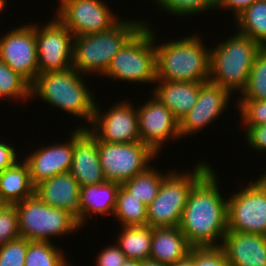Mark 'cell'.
I'll list each match as a JSON object with an SVG mask.
<instances>
[{
    "instance_id": "cell-23",
    "label": "cell",
    "mask_w": 266,
    "mask_h": 266,
    "mask_svg": "<svg viewBox=\"0 0 266 266\" xmlns=\"http://www.w3.org/2000/svg\"><path fill=\"white\" fill-rule=\"evenodd\" d=\"M191 248L179 227H152L150 260L171 265L185 258Z\"/></svg>"
},
{
    "instance_id": "cell-37",
    "label": "cell",
    "mask_w": 266,
    "mask_h": 266,
    "mask_svg": "<svg viewBox=\"0 0 266 266\" xmlns=\"http://www.w3.org/2000/svg\"><path fill=\"white\" fill-rule=\"evenodd\" d=\"M245 130L247 144L256 151H266V124L242 125Z\"/></svg>"
},
{
    "instance_id": "cell-40",
    "label": "cell",
    "mask_w": 266,
    "mask_h": 266,
    "mask_svg": "<svg viewBox=\"0 0 266 266\" xmlns=\"http://www.w3.org/2000/svg\"><path fill=\"white\" fill-rule=\"evenodd\" d=\"M257 0H220L216 4L217 9L231 10L235 18Z\"/></svg>"
},
{
    "instance_id": "cell-41",
    "label": "cell",
    "mask_w": 266,
    "mask_h": 266,
    "mask_svg": "<svg viewBox=\"0 0 266 266\" xmlns=\"http://www.w3.org/2000/svg\"><path fill=\"white\" fill-rule=\"evenodd\" d=\"M170 266H195L194 259L188 254L185 258L171 264Z\"/></svg>"
},
{
    "instance_id": "cell-45",
    "label": "cell",
    "mask_w": 266,
    "mask_h": 266,
    "mask_svg": "<svg viewBox=\"0 0 266 266\" xmlns=\"http://www.w3.org/2000/svg\"><path fill=\"white\" fill-rule=\"evenodd\" d=\"M7 2V0H0V12H3V9L5 7V3Z\"/></svg>"
},
{
    "instance_id": "cell-11",
    "label": "cell",
    "mask_w": 266,
    "mask_h": 266,
    "mask_svg": "<svg viewBox=\"0 0 266 266\" xmlns=\"http://www.w3.org/2000/svg\"><path fill=\"white\" fill-rule=\"evenodd\" d=\"M35 29L38 74L72 68L74 35L55 16L44 26L30 23Z\"/></svg>"
},
{
    "instance_id": "cell-13",
    "label": "cell",
    "mask_w": 266,
    "mask_h": 266,
    "mask_svg": "<svg viewBox=\"0 0 266 266\" xmlns=\"http://www.w3.org/2000/svg\"><path fill=\"white\" fill-rule=\"evenodd\" d=\"M127 100L113 104L102 114L96 102L92 122L87 129L100 141L130 143L140 141L137 106Z\"/></svg>"
},
{
    "instance_id": "cell-21",
    "label": "cell",
    "mask_w": 266,
    "mask_h": 266,
    "mask_svg": "<svg viewBox=\"0 0 266 266\" xmlns=\"http://www.w3.org/2000/svg\"><path fill=\"white\" fill-rule=\"evenodd\" d=\"M155 83L152 95L180 122L195 105L200 88L205 82L156 80Z\"/></svg>"
},
{
    "instance_id": "cell-8",
    "label": "cell",
    "mask_w": 266,
    "mask_h": 266,
    "mask_svg": "<svg viewBox=\"0 0 266 266\" xmlns=\"http://www.w3.org/2000/svg\"><path fill=\"white\" fill-rule=\"evenodd\" d=\"M21 238L49 241L51 237L72 234L81 226L70 212L45 204L36 194L15 203Z\"/></svg>"
},
{
    "instance_id": "cell-42",
    "label": "cell",
    "mask_w": 266,
    "mask_h": 266,
    "mask_svg": "<svg viewBox=\"0 0 266 266\" xmlns=\"http://www.w3.org/2000/svg\"><path fill=\"white\" fill-rule=\"evenodd\" d=\"M257 185L266 193V172L261 174L256 180Z\"/></svg>"
},
{
    "instance_id": "cell-32",
    "label": "cell",
    "mask_w": 266,
    "mask_h": 266,
    "mask_svg": "<svg viewBox=\"0 0 266 266\" xmlns=\"http://www.w3.org/2000/svg\"><path fill=\"white\" fill-rule=\"evenodd\" d=\"M153 2L160 7L159 10L165 9V12H169L170 15L180 17L216 9V3L213 0H153Z\"/></svg>"
},
{
    "instance_id": "cell-5",
    "label": "cell",
    "mask_w": 266,
    "mask_h": 266,
    "mask_svg": "<svg viewBox=\"0 0 266 266\" xmlns=\"http://www.w3.org/2000/svg\"><path fill=\"white\" fill-rule=\"evenodd\" d=\"M139 20L123 18L107 31L74 37L72 68L84 75L102 76L125 42L144 24Z\"/></svg>"
},
{
    "instance_id": "cell-14",
    "label": "cell",
    "mask_w": 266,
    "mask_h": 266,
    "mask_svg": "<svg viewBox=\"0 0 266 266\" xmlns=\"http://www.w3.org/2000/svg\"><path fill=\"white\" fill-rule=\"evenodd\" d=\"M8 32L0 37V60L31 85L38 75L35 29L29 23Z\"/></svg>"
},
{
    "instance_id": "cell-38",
    "label": "cell",
    "mask_w": 266,
    "mask_h": 266,
    "mask_svg": "<svg viewBox=\"0 0 266 266\" xmlns=\"http://www.w3.org/2000/svg\"><path fill=\"white\" fill-rule=\"evenodd\" d=\"M127 260L125 254L115 244L105 247L96 258V266H122Z\"/></svg>"
},
{
    "instance_id": "cell-34",
    "label": "cell",
    "mask_w": 266,
    "mask_h": 266,
    "mask_svg": "<svg viewBox=\"0 0 266 266\" xmlns=\"http://www.w3.org/2000/svg\"><path fill=\"white\" fill-rule=\"evenodd\" d=\"M20 238L15 204H0V247Z\"/></svg>"
},
{
    "instance_id": "cell-16",
    "label": "cell",
    "mask_w": 266,
    "mask_h": 266,
    "mask_svg": "<svg viewBox=\"0 0 266 266\" xmlns=\"http://www.w3.org/2000/svg\"><path fill=\"white\" fill-rule=\"evenodd\" d=\"M230 96L232 94L227 89L210 81L205 82L200 88L195 105L179 122L180 137L195 135L217 120L228 108Z\"/></svg>"
},
{
    "instance_id": "cell-12",
    "label": "cell",
    "mask_w": 266,
    "mask_h": 266,
    "mask_svg": "<svg viewBox=\"0 0 266 266\" xmlns=\"http://www.w3.org/2000/svg\"><path fill=\"white\" fill-rule=\"evenodd\" d=\"M228 231L266 236V193L255 181L227 198Z\"/></svg>"
},
{
    "instance_id": "cell-2",
    "label": "cell",
    "mask_w": 266,
    "mask_h": 266,
    "mask_svg": "<svg viewBox=\"0 0 266 266\" xmlns=\"http://www.w3.org/2000/svg\"><path fill=\"white\" fill-rule=\"evenodd\" d=\"M80 74L73 68L39 73L30 85V97H39L48 105L54 106L53 108L57 107L69 115L87 121L89 126H76L87 129L93 119L96 100L92 90L84 83V74Z\"/></svg>"
},
{
    "instance_id": "cell-35",
    "label": "cell",
    "mask_w": 266,
    "mask_h": 266,
    "mask_svg": "<svg viewBox=\"0 0 266 266\" xmlns=\"http://www.w3.org/2000/svg\"><path fill=\"white\" fill-rule=\"evenodd\" d=\"M29 240L18 238L0 247V266H24Z\"/></svg>"
},
{
    "instance_id": "cell-4",
    "label": "cell",
    "mask_w": 266,
    "mask_h": 266,
    "mask_svg": "<svg viewBox=\"0 0 266 266\" xmlns=\"http://www.w3.org/2000/svg\"><path fill=\"white\" fill-rule=\"evenodd\" d=\"M263 47L250 37L236 33L210 48L209 81L227 89L232 95L241 93L256 55Z\"/></svg>"
},
{
    "instance_id": "cell-39",
    "label": "cell",
    "mask_w": 266,
    "mask_h": 266,
    "mask_svg": "<svg viewBox=\"0 0 266 266\" xmlns=\"http://www.w3.org/2000/svg\"><path fill=\"white\" fill-rule=\"evenodd\" d=\"M15 147L0 140V172L12 167L18 161Z\"/></svg>"
},
{
    "instance_id": "cell-44",
    "label": "cell",
    "mask_w": 266,
    "mask_h": 266,
    "mask_svg": "<svg viewBox=\"0 0 266 266\" xmlns=\"http://www.w3.org/2000/svg\"><path fill=\"white\" fill-rule=\"evenodd\" d=\"M122 266H140V261L127 259Z\"/></svg>"
},
{
    "instance_id": "cell-29",
    "label": "cell",
    "mask_w": 266,
    "mask_h": 266,
    "mask_svg": "<svg viewBox=\"0 0 266 266\" xmlns=\"http://www.w3.org/2000/svg\"><path fill=\"white\" fill-rule=\"evenodd\" d=\"M64 255L52 241H29L24 266H72Z\"/></svg>"
},
{
    "instance_id": "cell-6",
    "label": "cell",
    "mask_w": 266,
    "mask_h": 266,
    "mask_svg": "<svg viewBox=\"0 0 266 266\" xmlns=\"http://www.w3.org/2000/svg\"><path fill=\"white\" fill-rule=\"evenodd\" d=\"M144 24L125 42L102 76L110 79L155 84L157 80L155 31Z\"/></svg>"
},
{
    "instance_id": "cell-20",
    "label": "cell",
    "mask_w": 266,
    "mask_h": 266,
    "mask_svg": "<svg viewBox=\"0 0 266 266\" xmlns=\"http://www.w3.org/2000/svg\"><path fill=\"white\" fill-rule=\"evenodd\" d=\"M80 185L70 172L58 174L35 186V194L45 204L70 212L79 223Z\"/></svg>"
},
{
    "instance_id": "cell-25",
    "label": "cell",
    "mask_w": 266,
    "mask_h": 266,
    "mask_svg": "<svg viewBox=\"0 0 266 266\" xmlns=\"http://www.w3.org/2000/svg\"><path fill=\"white\" fill-rule=\"evenodd\" d=\"M116 245L127 259L150 260L152 227L148 225L122 226Z\"/></svg>"
},
{
    "instance_id": "cell-18",
    "label": "cell",
    "mask_w": 266,
    "mask_h": 266,
    "mask_svg": "<svg viewBox=\"0 0 266 266\" xmlns=\"http://www.w3.org/2000/svg\"><path fill=\"white\" fill-rule=\"evenodd\" d=\"M69 172L81 187L106 181L100 163L98 142L88 129H74V151Z\"/></svg>"
},
{
    "instance_id": "cell-27",
    "label": "cell",
    "mask_w": 266,
    "mask_h": 266,
    "mask_svg": "<svg viewBox=\"0 0 266 266\" xmlns=\"http://www.w3.org/2000/svg\"><path fill=\"white\" fill-rule=\"evenodd\" d=\"M113 216L121 226L147 225V205L120 185Z\"/></svg>"
},
{
    "instance_id": "cell-30",
    "label": "cell",
    "mask_w": 266,
    "mask_h": 266,
    "mask_svg": "<svg viewBox=\"0 0 266 266\" xmlns=\"http://www.w3.org/2000/svg\"><path fill=\"white\" fill-rule=\"evenodd\" d=\"M239 95L238 99L266 100V47L256 55L246 87Z\"/></svg>"
},
{
    "instance_id": "cell-10",
    "label": "cell",
    "mask_w": 266,
    "mask_h": 266,
    "mask_svg": "<svg viewBox=\"0 0 266 266\" xmlns=\"http://www.w3.org/2000/svg\"><path fill=\"white\" fill-rule=\"evenodd\" d=\"M58 20L76 36L104 32L120 20L103 0H59Z\"/></svg>"
},
{
    "instance_id": "cell-19",
    "label": "cell",
    "mask_w": 266,
    "mask_h": 266,
    "mask_svg": "<svg viewBox=\"0 0 266 266\" xmlns=\"http://www.w3.org/2000/svg\"><path fill=\"white\" fill-rule=\"evenodd\" d=\"M231 266H266V236L227 231L220 246Z\"/></svg>"
},
{
    "instance_id": "cell-28",
    "label": "cell",
    "mask_w": 266,
    "mask_h": 266,
    "mask_svg": "<svg viewBox=\"0 0 266 266\" xmlns=\"http://www.w3.org/2000/svg\"><path fill=\"white\" fill-rule=\"evenodd\" d=\"M171 172L167 173L154 169L153 165L144 172L135 175L127 180L123 186L145 205H149L156 197L163 179Z\"/></svg>"
},
{
    "instance_id": "cell-15",
    "label": "cell",
    "mask_w": 266,
    "mask_h": 266,
    "mask_svg": "<svg viewBox=\"0 0 266 266\" xmlns=\"http://www.w3.org/2000/svg\"><path fill=\"white\" fill-rule=\"evenodd\" d=\"M137 114L140 141L156 154L161 152L166 141L180 138L179 121L155 96L137 106Z\"/></svg>"
},
{
    "instance_id": "cell-36",
    "label": "cell",
    "mask_w": 266,
    "mask_h": 266,
    "mask_svg": "<svg viewBox=\"0 0 266 266\" xmlns=\"http://www.w3.org/2000/svg\"><path fill=\"white\" fill-rule=\"evenodd\" d=\"M189 255L195 266H231L224 250L219 247H192Z\"/></svg>"
},
{
    "instance_id": "cell-1",
    "label": "cell",
    "mask_w": 266,
    "mask_h": 266,
    "mask_svg": "<svg viewBox=\"0 0 266 266\" xmlns=\"http://www.w3.org/2000/svg\"><path fill=\"white\" fill-rule=\"evenodd\" d=\"M213 167L193 186L178 226L192 247H219L228 231L227 198Z\"/></svg>"
},
{
    "instance_id": "cell-33",
    "label": "cell",
    "mask_w": 266,
    "mask_h": 266,
    "mask_svg": "<svg viewBox=\"0 0 266 266\" xmlns=\"http://www.w3.org/2000/svg\"><path fill=\"white\" fill-rule=\"evenodd\" d=\"M237 102L242 125L266 124V100L238 99Z\"/></svg>"
},
{
    "instance_id": "cell-3",
    "label": "cell",
    "mask_w": 266,
    "mask_h": 266,
    "mask_svg": "<svg viewBox=\"0 0 266 266\" xmlns=\"http://www.w3.org/2000/svg\"><path fill=\"white\" fill-rule=\"evenodd\" d=\"M198 35L159 44L155 34L157 80L209 81L210 49Z\"/></svg>"
},
{
    "instance_id": "cell-24",
    "label": "cell",
    "mask_w": 266,
    "mask_h": 266,
    "mask_svg": "<svg viewBox=\"0 0 266 266\" xmlns=\"http://www.w3.org/2000/svg\"><path fill=\"white\" fill-rule=\"evenodd\" d=\"M0 172V204H15L35 194L27 163L19 158Z\"/></svg>"
},
{
    "instance_id": "cell-46",
    "label": "cell",
    "mask_w": 266,
    "mask_h": 266,
    "mask_svg": "<svg viewBox=\"0 0 266 266\" xmlns=\"http://www.w3.org/2000/svg\"><path fill=\"white\" fill-rule=\"evenodd\" d=\"M216 4L220 1V0H213Z\"/></svg>"
},
{
    "instance_id": "cell-31",
    "label": "cell",
    "mask_w": 266,
    "mask_h": 266,
    "mask_svg": "<svg viewBox=\"0 0 266 266\" xmlns=\"http://www.w3.org/2000/svg\"><path fill=\"white\" fill-rule=\"evenodd\" d=\"M0 97L28 100L30 84L0 60Z\"/></svg>"
},
{
    "instance_id": "cell-9",
    "label": "cell",
    "mask_w": 266,
    "mask_h": 266,
    "mask_svg": "<svg viewBox=\"0 0 266 266\" xmlns=\"http://www.w3.org/2000/svg\"><path fill=\"white\" fill-rule=\"evenodd\" d=\"M98 153L106 181L123 185L151 166L157 154L141 141L107 143L96 138Z\"/></svg>"
},
{
    "instance_id": "cell-26",
    "label": "cell",
    "mask_w": 266,
    "mask_h": 266,
    "mask_svg": "<svg viewBox=\"0 0 266 266\" xmlns=\"http://www.w3.org/2000/svg\"><path fill=\"white\" fill-rule=\"evenodd\" d=\"M238 33L266 47V0H257L240 13L235 20Z\"/></svg>"
},
{
    "instance_id": "cell-17",
    "label": "cell",
    "mask_w": 266,
    "mask_h": 266,
    "mask_svg": "<svg viewBox=\"0 0 266 266\" xmlns=\"http://www.w3.org/2000/svg\"><path fill=\"white\" fill-rule=\"evenodd\" d=\"M70 135L67 143L44 145L24 157L34 186L58 174L69 172L74 151V130Z\"/></svg>"
},
{
    "instance_id": "cell-43",
    "label": "cell",
    "mask_w": 266,
    "mask_h": 266,
    "mask_svg": "<svg viewBox=\"0 0 266 266\" xmlns=\"http://www.w3.org/2000/svg\"><path fill=\"white\" fill-rule=\"evenodd\" d=\"M140 266H170V265L162 264L152 260H145V261H140Z\"/></svg>"
},
{
    "instance_id": "cell-7",
    "label": "cell",
    "mask_w": 266,
    "mask_h": 266,
    "mask_svg": "<svg viewBox=\"0 0 266 266\" xmlns=\"http://www.w3.org/2000/svg\"><path fill=\"white\" fill-rule=\"evenodd\" d=\"M193 170H172L162 181L157 197L147 206V225L178 227L189 193L193 186L212 168L206 161L198 162Z\"/></svg>"
},
{
    "instance_id": "cell-22",
    "label": "cell",
    "mask_w": 266,
    "mask_h": 266,
    "mask_svg": "<svg viewBox=\"0 0 266 266\" xmlns=\"http://www.w3.org/2000/svg\"><path fill=\"white\" fill-rule=\"evenodd\" d=\"M119 187L120 184L110 181L80 187L79 225L83 227L91 215L112 216Z\"/></svg>"
}]
</instances>
